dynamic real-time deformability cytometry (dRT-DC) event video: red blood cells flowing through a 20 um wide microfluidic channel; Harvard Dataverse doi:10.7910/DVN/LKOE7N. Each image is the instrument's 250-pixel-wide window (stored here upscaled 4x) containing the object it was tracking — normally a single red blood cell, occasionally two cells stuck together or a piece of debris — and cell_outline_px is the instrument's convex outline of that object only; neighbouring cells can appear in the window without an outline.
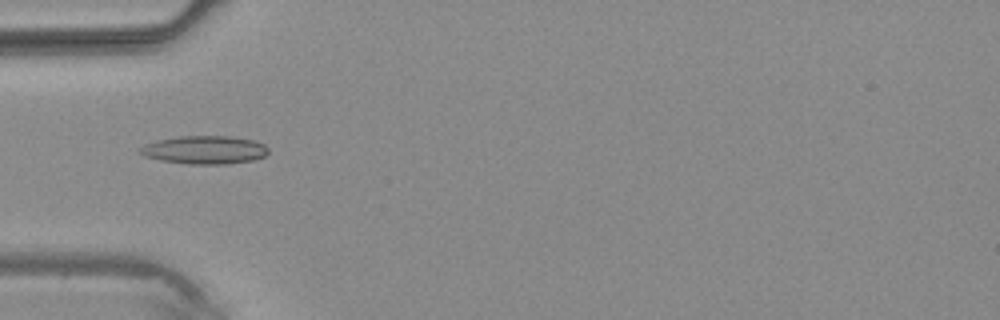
{"species": "common noctule bat (a hibernating species)", "species_latin": "Nyctalus noctula", "temperature_condition": "warm", "stored_images_in_passage": 3, "camera_frame_rate_fps": 3000, "um_per_image_px": 0.085, "animal": {"sex": "male", "body_mass_g": 20.4}, "frame": {"image": 1, "passage_image": 3, "time_ms": 3.0, "image_size_px": [1000, 320], "cell_outline_px": [[268, 152], [264, 156], [252, 160], [228, 164], [188, 164], [160, 160], [144, 156], [140, 152], [140, 148], [144, 144], [156, 140], [180, 136], [228, 136], [252, 140], [264, 144], [268, 148]], "centroid_in_image_um": [17.37, 12.74], "position_along_channel_um": 67.6, "area_um2": 21.04}}